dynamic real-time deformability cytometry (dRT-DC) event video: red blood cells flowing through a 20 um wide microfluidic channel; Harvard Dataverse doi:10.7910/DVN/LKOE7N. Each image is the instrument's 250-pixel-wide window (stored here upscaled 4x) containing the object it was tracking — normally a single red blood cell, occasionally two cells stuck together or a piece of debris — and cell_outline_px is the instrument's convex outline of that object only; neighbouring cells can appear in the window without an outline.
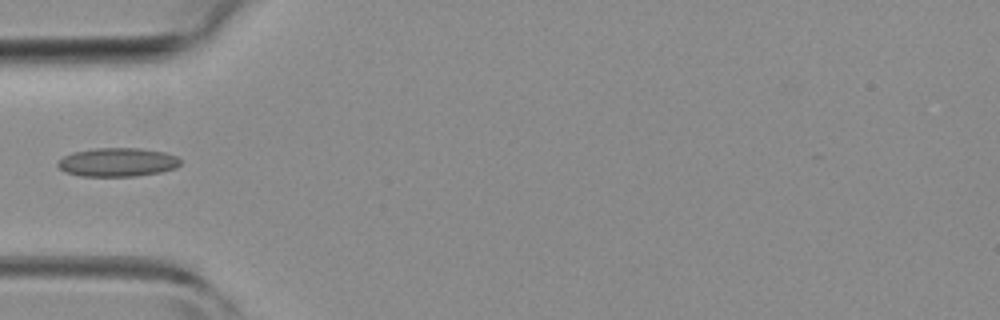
{"species": "common noctule bat (a hibernating species)", "species_latin": "Nyctalus noctula", "temperature_condition": "room temperature", "stored_images_in_passage": 3, "camera_frame_rate_fps": 3000, "um_per_image_px": 0.085, "animal": {"sex": "female", "body_mass_g": 19.3, "forearm_length_mm": 54.1}, "frame": {"image": 1, "passage_image": 3, "time_ms": 2.333, "image_size_px": [1000, 320], "cell_outline_px": [[180, 164], [176, 168], [160, 172], [136, 176], [80, 176], [64, 172], [56, 164], [64, 156], [72, 152], [96, 148], [140, 148], [164, 152], [176, 156], [180, 160]], "centroid_in_image_um": [9.98, 13.79], "position_along_channel_um": 75.0, "area_um2": 20.52}}